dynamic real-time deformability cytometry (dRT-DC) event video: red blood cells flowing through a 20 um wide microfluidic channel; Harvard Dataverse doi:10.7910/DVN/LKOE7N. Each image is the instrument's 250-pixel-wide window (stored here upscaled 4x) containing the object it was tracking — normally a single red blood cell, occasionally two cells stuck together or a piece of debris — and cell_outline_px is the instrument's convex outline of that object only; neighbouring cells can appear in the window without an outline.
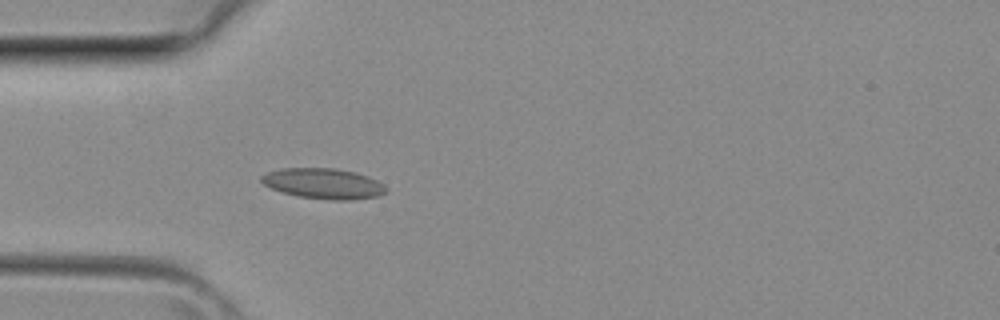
{"species": "common noctule bat (a hibernating species)", "species_latin": "Nyctalus noctula", "temperature_condition": "room temperature", "stored_images_in_passage": 17, "camera_frame_rate_fps": 3000, "um_per_image_px": 0.085, "animal": {"sex": "female", "body_mass_g": 29.2, "forearm_length_mm": 56.3}, "frame": {"image": 1, "passage_image": 5, "time_ms": 1.333, "image_size_px": [1000, 320], "cell_outline_px": [[388, 192], [376, 196], [352, 200], [332, 200], [300, 196], [284, 192], [272, 188], [264, 184], [260, 180], [260, 176], [268, 172], [280, 168], [336, 168], [356, 172], [368, 176], [384, 184], [388, 188]], "centroid_in_image_um": [27.53, 15.59], "position_along_channel_um": 57.5, "area_um2": 22.14}}
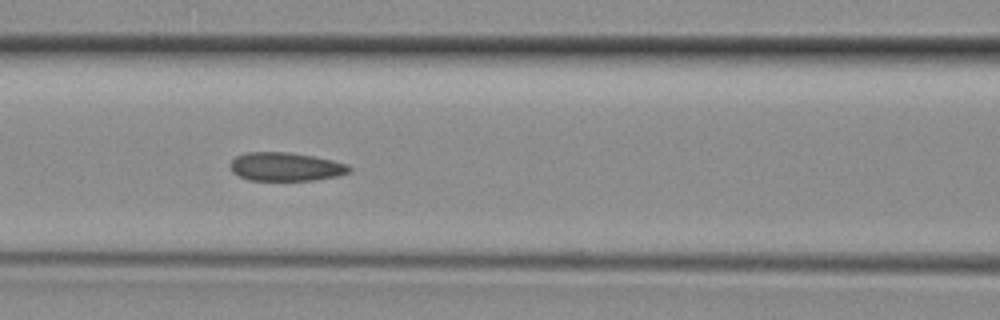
{"frame": {"image": 2, "passage_image": 10, "time_ms": 3.0, "image_size_px": [1000, 320], "cell_outline_px": [[352, 172], [336, 176], [312, 180], [248, 180], [232, 172], [232, 160], [236, 156], [248, 152], [288, 152], [312, 156], [332, 160], [348, 164], [352, 168]], "centroid_in_image_um": [24.32, 14.17], "position_along_channel_um": 142.3, "area_um2": 19.65}}
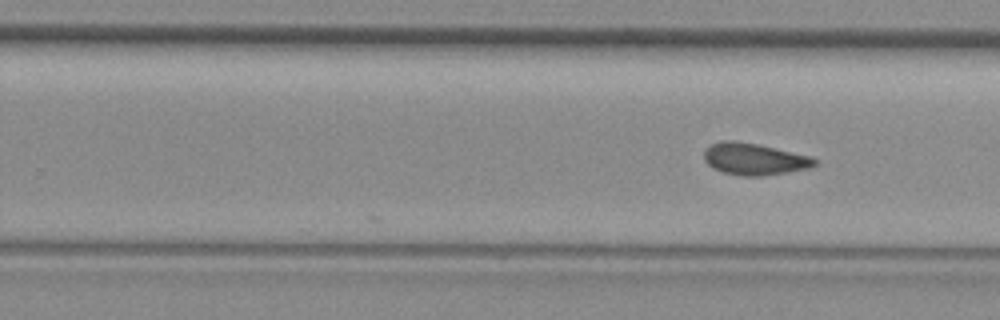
{"frame": {"image": 3, "passage_image": 17, "time_ms": 5.333, "image_size_px": [1000, 320], "cell_outline_px": [[816, 164], [808, 168], [788, 172], [760, 176], [740, 176], [720, 172], [712, 168], [704, 160], [704, 152], [712, 144], [724, 140], [736, 140], [756, 144], [812, 156], [816, 160]], "centroid_in_image_um": [64.09, 13.53], "position_along_channel_um": 265.7, "area_um2": 20.46}}